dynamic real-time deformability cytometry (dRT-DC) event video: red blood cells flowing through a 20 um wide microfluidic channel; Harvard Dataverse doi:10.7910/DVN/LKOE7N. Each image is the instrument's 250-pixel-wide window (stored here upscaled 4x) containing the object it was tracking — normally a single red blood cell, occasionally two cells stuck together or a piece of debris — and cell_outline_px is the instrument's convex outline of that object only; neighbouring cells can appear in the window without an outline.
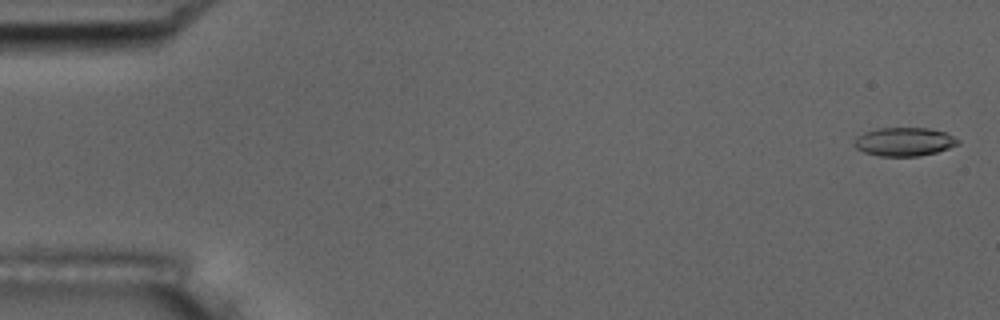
{"species": "common noctule bat (a hibernating species)", "species_latin": "Nyctalus noctula", "temperature_condition": "room temperature", "stored_images_in_passage": 57, "camera_frame_rate_fps": 3000, "um_per_image_px": 0.085, "animal": {"sex": "male", "body_mass_g": 17.5, "forearm_length_mm": 52.3}, "frame": {"image": 1, "passage_image": 2, "time_ms": 0.333, "image_size_px": [1000, 320], "cell_outline_px": [[960, 144], [936, 152], [920, 156], [880, 156], [864, 152], [856, 148], [852, 144], [856, 136], [864, 132], [876, 128], [928, 128], [944, 132], [960, 140]], "centroid_in_image_um": [76.83, 12.05], "position_along_channel_um": 8.2, "area_um2": 17.34}}
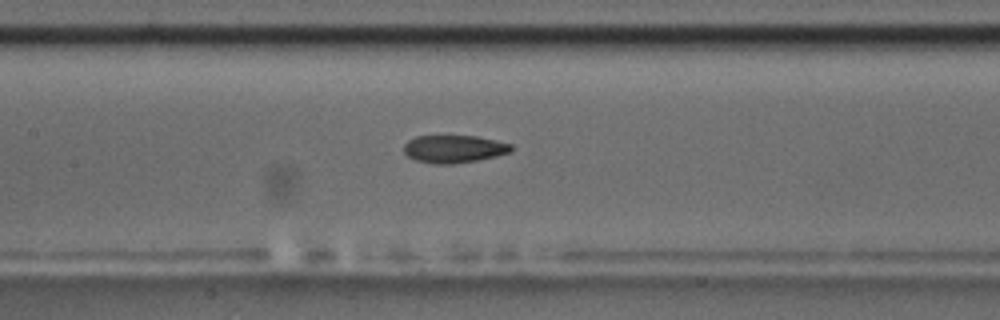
{"frame": {"image": 2, "passage_image": 27, "time_ms": 8.667, "image_size_px": [1000, 320], "cell_outline_px": [[512, 152], [496, 156], [476, 160], [452, 164], [432, 164], [416, 160], [408, 156], [404, 152], [404, 144], [408, 140], [416, 136], [476, 136], [496, 140], [512, 144]], "centroid_in_image_um": [38.59, 12.66], "position_along_channel_um": 168.8, "area_um2": 17.34}}
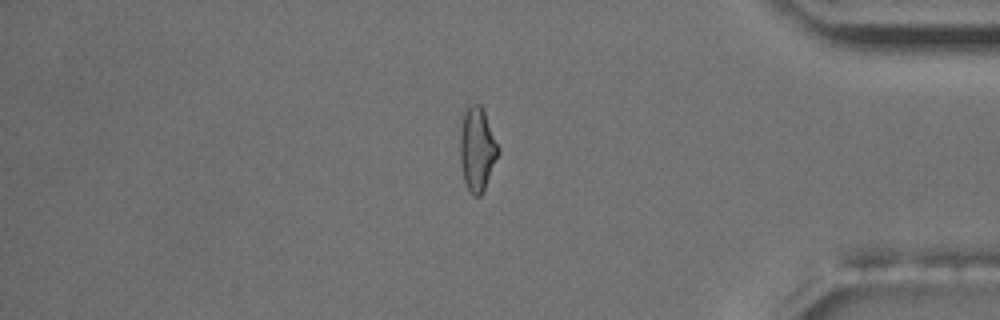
{"frame": {"image": 3, "passage_image": 48, "time_ms": 15.667, "image_size_px": [1000, 320], "cell_outline_px": [[500, 152], [484, 188], [480, 196], [476, 196], [468, 188], [464, 180], [460, 160], [460, 116], [464, 104], [468, 100], [480, 104], [484, 112], [500, 148]], "centroid_in_image_um": [40.52, 12.52], "position_along_channel_um": 394.7, "area_um2": 19.07}, "authors_computed_cell_mechanics": {"area_um2": 17.8024, "velocity_mm_per_s": 3.6173, "shape_relaxation_time_tau1_ms": 8.8754, "shape_relaxation_time_tau2_ms": 3.612, "deformation_change_tau1": 0.2257, "deformation_change_tau2": 0.1165}}